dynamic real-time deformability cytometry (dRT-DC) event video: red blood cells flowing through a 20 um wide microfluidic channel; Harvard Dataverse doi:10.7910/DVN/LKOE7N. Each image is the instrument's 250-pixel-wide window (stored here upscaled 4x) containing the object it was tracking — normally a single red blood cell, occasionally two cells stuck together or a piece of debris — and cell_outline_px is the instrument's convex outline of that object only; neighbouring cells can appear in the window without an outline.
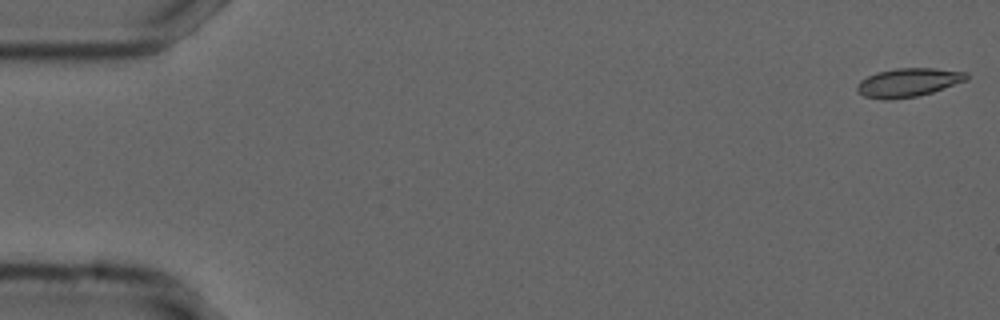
{"species": "common noctule bat (a hibernating species)", "species_latin": "Nyctalus noctula", "temperature_condition": "cold", "stored_images_in_passage": 55, "camera_frame_rate_fps": 3000, "um_per_image_px": 0.085, "animal": {"sex": "male", "forearm_length_mm": 52.5}, "frame": {"image": 1, "passage_image": 1, "time_ms": 0.0, "image_size_px": [1000, 320], "cell_outline_px": [[968, 80], [932, 92], [916, 96], [888, 100], [884, 100], [864, 96], [856, 92], [856, 84], [860, 80], [876, 72], [896, 68], [936, 68], [968, 72]], "centroid_in_image_um": [77.18, 7.0], "position_along_channel_um": 7.8, "area_um2": 18.44}}
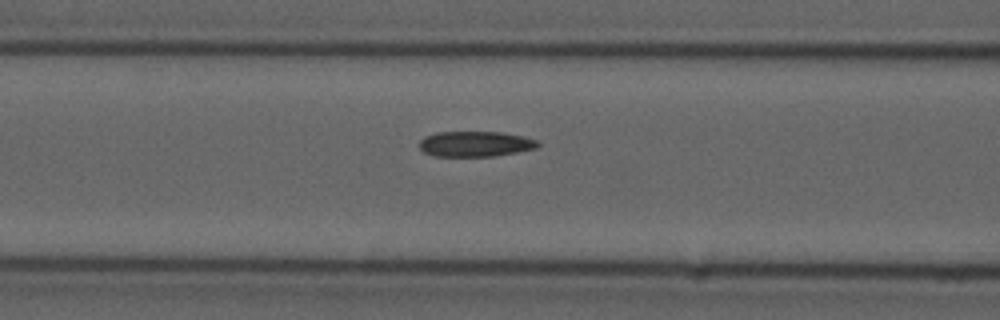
{"frame": {"image": 2, "passage_image": 22, "time_ms": 7.0, "image_size_px": [1000, 320], "cell_outline_px": [[540, 144], [536, 148], [496, 156], [436, 156], [424, 152], [420, 148], [420, 140], [424, 136], [436, 132], [500, 132], [524, 136], [536, 140]], "centroid_in_image_um": [40.39, 12.23], "position_along_channel_um": 126.2, "area_um2": 17.51}}
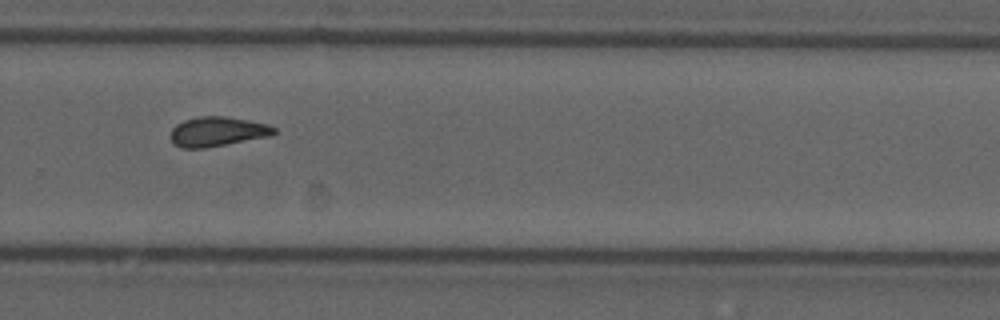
{"frame": {"image": 3, "passage_image": 37, "time_ms": 12.0, "image_size_px": [1000, 320], "cell_outline_px": [[276, 132], [268, 136], [204, 148], [180, 148], [172, 144], [172, 128], [176, 124], [184, 120], [200, 116], [224, 116], [248, 120], [268, 124], [276, 128]], "centroid_in_image_um": [18.45, 11.18], "position_along_channel_um": 311.3, "area_um2": 17.69}}